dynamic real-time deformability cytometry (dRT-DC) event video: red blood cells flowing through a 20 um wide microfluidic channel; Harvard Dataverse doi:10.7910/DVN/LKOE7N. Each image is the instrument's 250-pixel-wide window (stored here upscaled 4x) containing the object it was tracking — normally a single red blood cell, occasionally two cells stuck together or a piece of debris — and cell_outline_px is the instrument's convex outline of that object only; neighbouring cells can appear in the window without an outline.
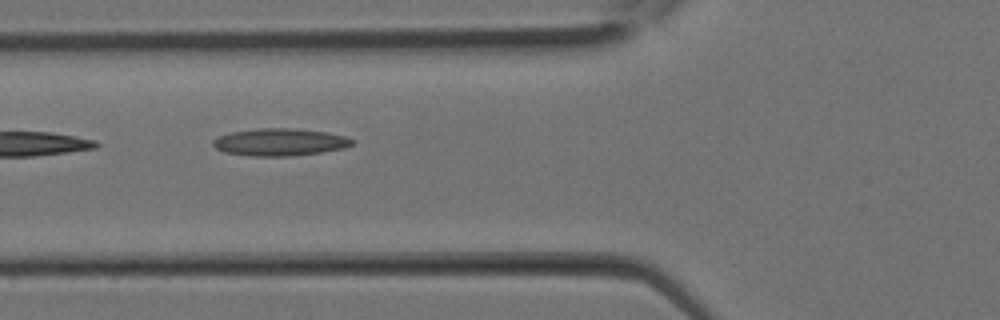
{"species": "Egyptian fruit bat (a non-hibernating species)", "species_latin": "Rousettus aegyptiacus", "temperature_condition": "room temperature", "stored_images_in_passage": 12, "camera_frame_rate_fps": 3000, "um_per_image_px": 0.085, "animal": {"sex": "female"}, "frame": {"image": 1, "passage_image": 9, "time_ms": 2.667, "image_size_px": [1000, 320], "cell_outline_px": [[356, 140], [352, 144], [344, 148], [320, 152], [288, 156], [252, 156], [224, 152], [216, 148], [212, 144], [212, 140], [220, 136], [232, 132], [256, 128], [292, 128], [324, 132], [344, 136]], "centroid_in_image_um": [23.77, 12.08], "position_along_channel_um": 102.0, "area_um2": 21.96}}